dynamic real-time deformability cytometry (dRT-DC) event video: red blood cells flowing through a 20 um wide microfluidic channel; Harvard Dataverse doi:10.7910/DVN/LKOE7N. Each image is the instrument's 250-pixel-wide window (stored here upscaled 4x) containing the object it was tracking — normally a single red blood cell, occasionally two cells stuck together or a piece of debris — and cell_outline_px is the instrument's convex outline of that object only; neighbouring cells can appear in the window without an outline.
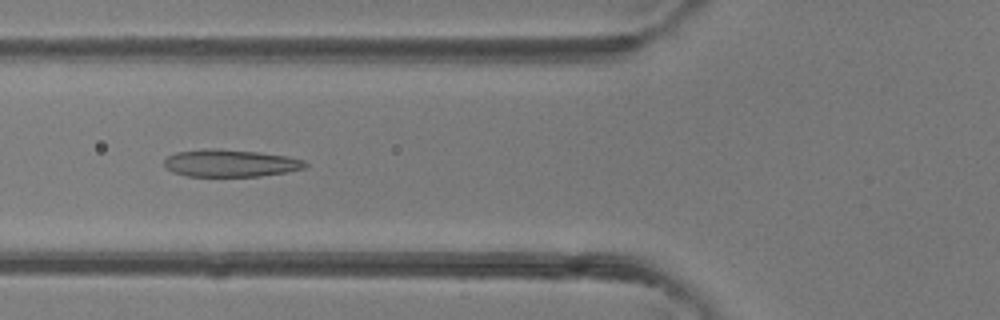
{"species": "common noctule bat (a hibernating species)", "species_latin": "Nyctalus noctula", "temperature_condition": "room temperature", "stored_images_in_passage": 4, "camera_frame_rate_fps": 3000, "um_per_image_px": 0.085, "animal": {"sex": "female"}, "frame": {"image": 1, "passage_image": 4, "time_ms": 3.333, "image_size_px": [1000, 320], "cell_outline_px": [[308, 164], [304, 168], [288, 172], [260, 176], [188, 176], [172, 172], [164, 164], [164, 160], [168, 156], [176, 152], [204, 148], [220, 148], [260, 152], [288, 156], [304, 160]], "centroid_in_image_um": [19.6, 13.85], "position_along_channel_um": 106.2, "area_um2": 22.66}}